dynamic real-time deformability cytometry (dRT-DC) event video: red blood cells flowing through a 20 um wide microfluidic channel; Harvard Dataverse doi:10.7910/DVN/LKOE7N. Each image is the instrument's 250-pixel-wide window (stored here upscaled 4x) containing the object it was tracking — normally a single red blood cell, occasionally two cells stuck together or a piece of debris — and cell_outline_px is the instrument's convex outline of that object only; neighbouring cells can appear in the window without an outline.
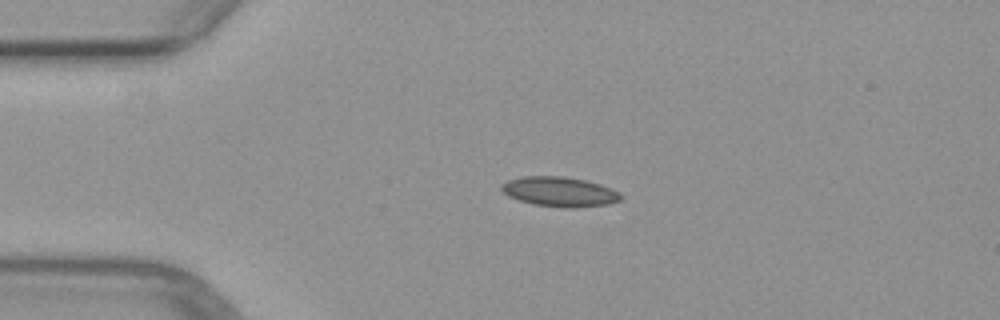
{"species": "common noctule bat (a hibernating species)", "species_latin": "Nyctalus noctula", "temperature_condition": "warm", "stored_images_in_passage": 2, "camera_frame_rate_fps": 3000, "um_per_image_px": 0.085, "animal": {"sex": "female", "body_mass_g": 29.2, "forearm_length_mm": 56.3}, "frame": {"image": 1, "passage_image": 1, "time_ms": 0.0, "image_size_px": [1000, 320], "cell_outline_px": [[620, 200], [608, 204], [572, 208], [564, 208], [532, 204], [508, 196], [500, 188], [500, 184], [508, 180], [524, 176], [564, 176], [584, 180], [600, 184], [612, 188], [620, 192]], "centroid_in_image_um": [47.55, 16.29], "position_along_channel_um": 37.4, "area_um2": 20.69}}